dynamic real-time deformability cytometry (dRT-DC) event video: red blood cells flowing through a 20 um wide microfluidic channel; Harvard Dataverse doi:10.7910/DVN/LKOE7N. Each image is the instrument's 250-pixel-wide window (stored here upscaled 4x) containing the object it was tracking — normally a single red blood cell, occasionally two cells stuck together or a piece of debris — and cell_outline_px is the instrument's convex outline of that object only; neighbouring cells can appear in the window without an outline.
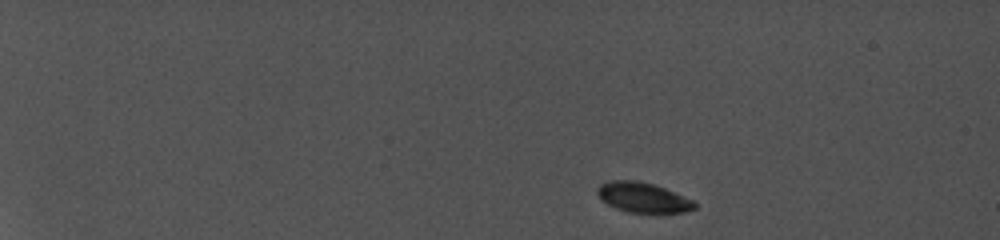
{"species": "common noctule bat (a hibernating species)", "species_latin": "Nyctalus noctula", "temperature_condition": "cold", "stored_images_in_passage": 30, "camera_frame_rate_fps": 5000, "um_per_image_px": 0.085, "animal": {"sex": "female", "body_mass_g": 19.0, "forearm_length_mm": 56.7}, "frame": {"image": 1, "passage_image": 1, "time_ms": 0.0, "image_size_px": [1000, 240], "cell_outline_px": [[696, 208], [684, 212], [628, 212], [616, 208], [600, 200], [596, 192], [596, 188], [600, 184], [608, 180], [636, 180], [652, 184], [664, 188], [692, 200], [696, 204]], "centroid_in_image_um": [54.58, 16.77], "position_along_channel_um": 30.4, "area_um2": 16.88}}
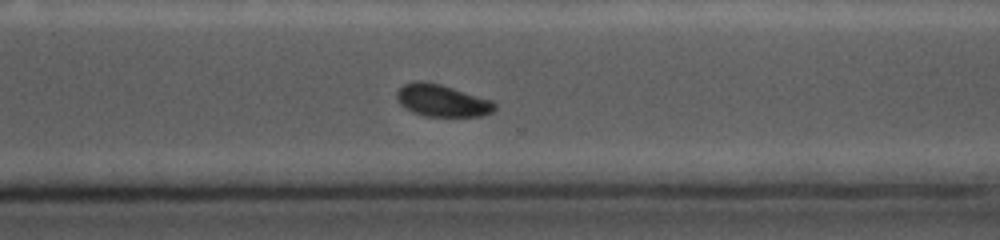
{"frame": {"image": 2, "passage_image": 25, "time_ms": 12.0, "image_size_px": [1000, 240], "cell_outline_px": [[496, 108], [492, 112], [484, 116], [424, 116], [412, 112], [400, 104], [396, 100], [396, 92], [404, 84], [412, 80], [420, 80], [440, 84], [492, 100], [496, 104]], "centroid_in_image_um": [37.55, 8.54], "position_along_channel_um": 333.0, "area_um2": 18.44}}
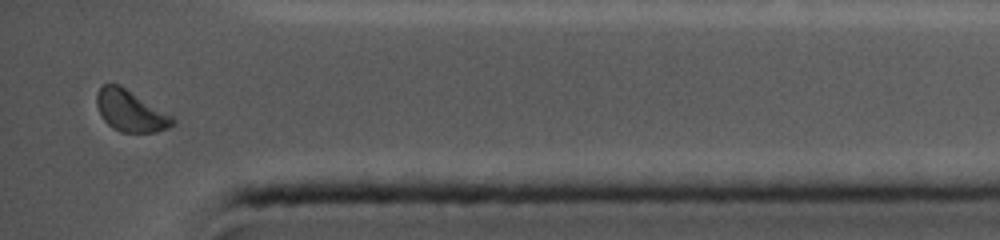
{"frame": {"image": 3, "passage_image": 30, "time_ms": 14.4, "image_size_px": [1000, 240], "cell_outline_px": [[176, 124], [168, 128], [156, 132], [120, 132], [112, 128], [100, 116], [96, 104], [96, 92], [104, 84], [120, 84], [172, 116], [176, 120]], "centroid_in_image_um": [11.08, 9.43], "position_along_channel_um": 424.1, "area_um2": 18.38}, "authors_computed_cell_mechanics": {"area_um2": 18.5249, "velocity_mm_per_s": 3.8355, "shape_relaxation_time_tau1_ms": 2.4159, "shape_relaxation_time_tau2_ms": null, "deformation_change_tau1": 0.0831, "deformation_change_tau2": null}}